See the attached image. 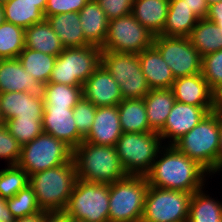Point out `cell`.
<instances>
[{"label":"cell","mask_w":222,"mask_h":222,"mask_svg":"<svg viewBox=\"0 0 222 222\" xmlns=\"http://www.w3.org/2000/svg\"><path fill=\"white\" fill-rule=\"evenodd\" d=\"M46 20L65 48L91 45L84 37L78 12L55 14Z\"/></svg>","instance_id":"25"},{"label":"cell","mask_w":222,"mask_h":222,"mask_svg":"<svg viewBox=\"0 0 222 222\" xmlns=\"http://www.w3.org/2000/svg\"><path fill=\"white\" fill-rule=\"evenodd\" d=\"M120 125L125 133H147L150 129L144 99H123L118 104Z\"/></svg>","instance_id":"28"},{"label":"cell","mask_w":222,"mask_h":222,"mask_svg":"<svg viewBox=\"0 0 222 222\" xmlns=\"http://www.w3.org/2000/svg\"><path fill=\"white\" fill-rule=\"evenodd\" d=\"M25 47L51 56H58L65 49L46 19L25 29Z\"/></svg>","instance_id":"27"},{"label":"cell","mask_w":222,"mask_h":222,"mask_svg":"<svg viewBox=\"0 0 222 222\" xmlns=\"http://www.w3.org/2000/svg\"><path fill=\"white\" fill-rule=\"evenodd\" d=\"M42 124L45 133L63 141L72 150L84 141L77 130L72 107L44 106Z\"/></svg>","instance_id":"16"},{"label":"cell","mask_w":222,"mask_h":222,"mask_svg":"<svg viewBox=\"0 0 222 222\" xmlns=\"http://www.w3.org/2000/svg\"><path fill=\"white\" fill-rule=\"evenodd\" d=\"M192 193L148 186L141 222H187Z\"/></svg>","instance_id":"11"},{"label":"cell","mask_w":222,"mask_h":222,"mask_svg":"<svg viewBox=\"0 0 222 222\" xmlns=\"http://www.w3.org/2000/svg\"><path fill=\"white\" fill-rule=\"evenodd\" d=\"M206 188L192 194L187 222H222V201L212 198Z\"/></svg>","instance_id":"29"},{"label":"cell","mask_w":222,"mask_h":222,"mask_svg":"<svg viewBox=\"0 0 222 222\" xmlns=\"http://www.w3.org/2000/svg\"><path fill=\"white\" fill-rule=\"evenodd\" d=\"M63 213L85 222H109V184L77 179Z\"/></svg>","instance_id":"8"},{"label":"cell","mask_w":222,"mask_h":222,"mask_svg":"<svg viewBox=\"0 0 222 222\" xmlns=\"http://www.w3.org/2000/svg\"><path fill=\"white\" fill-rule=\"evenodd\" d=\"M43 85L25 72L18 58L0 59V93L13 91L42 94Z\"/></svg>","instance_id":"20"},{"label":"cell","mask_w":222,"mask_h":222,"mask_svg":"<svg viewBox=\"0 0 222 222\" xmlns=\"http://www.w3.org/2000/svg\"><path fill=\"white\" fill-rule=\"evenodd\" d=\"M154 34L143 27L132 14L109 21L102 50L139 54L153 45Z\"/></svg>","instance_id":"12"},{"label":"cell","mask_w":222,"mask_h":222,"mask_svg":"<svg viewBox=\"0 0 222 222\" xmlns=\"http://www.w3.org/2000/svg\"><path fill=\"white\" fill-rule=\"evenodd\" d=\"M188 38L202 57L222 50V28L207 18L198 20Z\"/></svg>","instance_id":"30"},{"label":"cell","mask_w":222,"mask_h":222,"mask_svg":"<svg viewBox=\"0 0 222 222\" xmlns=\"http://www.w3.org/2000/svg\"><path fill=\"white\" fill-rule=\"evenodd\" d=\"M175 100L181 103L201 106L208 113L222 105L213 93L202 73L176 78L172 85Z\"/></svg>","instance_id":"14"},{"label":"cell","mask_w":222,"mask_h":222,"mask_svg":"<svg viewBox=\"0 0 222 222\" xmlns=\"http://www.w3.org/2000/svg\"><path fill=\"white\" fill-rule=\"evenodd\" d=\"M72 158L76 166L77 179L112 184L127 176L114 146L82 141L73 150Z\"/></svg>","instance_id":"3"},{"label":"cell","mask_w":222,"mask_h":222,"mask_svg":"<svg viewBox=\"0 0 222 222\" xmlns=\"http://www.w3.org/2000/svg\"><path fill=\"white\" fill-rule=\"evenodd\" d=\"M79 19L85 39L91 45L101 47L107 36L109 20L99 4L95 0H89L80 10Z\"/></svg>","instance_id":"22"},{"label":"cell","mask_w":222,"mask_h":222,"mask_svg":"<svg viewBox=\"0 0 222 222\" xmlns=\"http://www.w3.org/2000/svg\"><path fill=\"white\" fill-rule=\"evenodd\" d=\"M77 180L73 158L65 164L29 176L38 206L46 212H63Z\"/></svg>","instance_id":"2"},{"label":"cell","mask_w":222,"mask_h":222,"mask_svg":"<svg viewBox=\"0 0 222 222\" xmlns=\"http://www.w3.org/2000/svg\"><path fill=\"white\" fill-rule=\"evenodd\" d=\"M17 58L25 72L29 73L42 85H46L51 77L57 56H51L25 47Z\"/></svg>","instance_id":"31"},{"label":"cell","mask_w":222,"mask_h":222,"mask_svg":"<svg viewBox=\"0 0 222 222\" xmlns=\"http://www.w3.org/2000/svg\"><path fill=\"white\" fill-rule=\"evenodd\" d=\"M101 64L119 84L123 99H141L151 90L138 54L102 50Z\"/></svg>","instance_id":"9"},{"label":"cell","mask_w":222,"mask_h":222,"mask_svg":"<svg viewBox=\"0 0 222 222\" xmlns=\"http://www.w3.org/2000/svg\"><path fill=\"white\" fill-rule=\"evenodd\" d=\"M73 156V150L63 141L48 133H41L21 147L17 166L24 169L28 175L68 163Z\"/></svg>","instance_id":"10"},{"label":"cell","mask_w":222,"mask_h":222,"mask_svg":"<svg viewBox=\"0 0 222 222\" xmlns=\"http://www.w3.org/2000/svg\"><path fill=\"white\" fill-rule=\"evenodd\" d=\"M66 222H85V221L73 219L69 216H66Z\"/></svg>","instance_id":"51"},{"label":"cell","mask_w":222,"mask_h":222,"mask_svg":"<svg viewBox=\"0 0 222 222\" xmlns=\"http://www.w3.org/2000/svg\"><path fill=\"white\" fill-rule=\"evenodd\" d=\"M199 18L186 5L185 0H169L166 23L160 35L188 37Z\"/></svg>","instance_id":"26"},{"label":"cell","mask_w":222,"mask_h":222,"mask_svg":"<svg viewBox=\"0 0 222 222\" xmlns=\"http://www.w3.org/2000/svg\"><path fill=\"white\" fill-rule=\"evenodd\" d=\"M163 146L162 139L156 132H123L115 148L127 175L145 176Z\"/></svg>","instance_id":"6"},{"label":"cell","mask_w":222,"mask_h":222,"mask_svg":"<svg viewBox=\"0 0 222 222\" xmlns=\"http://www.w3.org/2000/svg\"><path fill=\"white\" fill-rule=\"evenodd\" d=\"M208 112L201 106L175 101L164 127L158 132L164 145H173L192 130Z\"/></svg>","instance_id":"15"},{"label":"cell","mask_w":222,"mask_h":222,"mask_svg":"<svg viewBox=\"0 0 222 222\" xmlns=\"http://www.w3.org/2000/svg\"><path fill=\"white\" fill-rule=\"evenodd\" d=\"M96 106L82 97L73 108V117L79 134L85 138L95 119Z\"/></svg>","instance_id":"39"},{"label":"cell","mask_w":222,"mask_h":222,"mask_svg":"<svg viewBox=\"0 0 222 222\" xmlns=\"http://www.w3.org/2000/svg\"><path fill=\"white\" fill-rule=\"evenodd\" d=\"M202 75L213 93L222 102V50L202 57Z\"/></svg>","instance_id":"37"},{"label":"cell","mask_w":222,"mask_h":222,"mask_svg":"<svg viewBox=\"0 0 222 222\" xmlns=\"http://www.w3.org/2000/svg\"><path fill=\"white\" fill-rule=\"evenodd\" d=\"M5 20L23 29L43 22L44 12L36 4L24 0H8L3 3Z\"/></svg>","instance_id":"32"},{"label":"cell","mask_w":222,"mask_h":222,"mask_svg":"<svg viewBox=\"0 0 222 222\" xmlns=\"http://www.w3.org/2000/svg\"><path fill=\"white\" fill-rule=\"evenodd\" d=\"M101 55L96 45L65 48L57 56L49 83L83 86L101 65Z\"/></svg>","instance_id":"7"},{"label":"cell","mask_w":222,"mask_h":222,"mask_svg":"<svg viewBox=\"0 0 222 222\" xmlns=\"http://www.w3.org/2000/svg\"><path fill=\"white\" fill-rule=\"evenodd\" d=\"M143 99L150 129L158 133L176 101L172 88L151 89Z\"/></svg>","instance_id":"24"},{"label":"cell","mask_w":222,"mask_h":222,"mask_svg":"<svg viewBox=\"0 0 222 222\" xmlns=\"http://www.w3.org/2000/svg\"><path fill=\"white\" fill-rule=\"evenodd\" d=\"M22 145L10 134L4 123L0 124V160L7 166L17 165Z\"/></svg>","instance_id":"40"},{"label":"cell","mask_w":222,"mask_h":222,"mask_svg":"<svg viewBox=\"0 0 222 222\" xmlns=\"http://www.w3.org/2000/svg\"><path fill=\"white\" fill-rule=\"evenodd\" d=\"M168 8L169 0H134L131 14L155 36L163 31Z\"/></svg>","instance_id":"23"},{"label":"cell","mask_w":222,"mask_h":222,"mask_svg":"<svg viewBox=\"0 0 222 222\" xmlns=\"http://www.w3.org/2000/svg\"><path fill=\"white\" fill-rule=\"evenodd\" d=\"M42 222H66V215L63 212H46Z\"/></svg>","instance_id":"47"},{"label":"cell","mask_w":222,"mask_h":222,"mask_svg":"<svg viewBox=\"0 0 222 222\" xmlns=\"http://www.w3.org/2000/svg\"><path fill=\"white\" fill-rule=\"evenodd\" d=\"M110 21L131 14L134 0H95Z\"/></svg>","instance_id":"42"},{"label":"cell","mask_w":222,"mask_h":222,"mask_svg":"<svg viewBox=\"0 0 222 222\" xmlns=\"http://www.w3.org/2000/svg\"><path fill=\"white\" fill-rule=\"evenodd\" d=\"M0 222H15V218L8 210L6 199L0 197Z\"/></svg>","instance_id":"46"},{"label":"cell","mask_w":222,"mask_h":222,"mask_svg":"<svg viewBox=\"0 0 222 222\" xmlns=\"http://www.w3.org/2000/svg\"><path fill=\"white\" fill-rule=\"evenodd\" d=\"M44 106L72 107L83 97L82 86L47 83L43 85Z\"/></svg>","instance_id":"33"},{"label":"cell","mask_w":222,"mask_h":222,"mask_svg":"<svg viewBox=\"0 0 222 222\" xmlns=\"http://www.w3.org/2000/svg\"><path fill=\"white\" fill-rule=\"evenodd\" d=\"M222 172V105L219 107V149L216 159V174Z\"/></svg>","instance_id":"45"},{"label":"cell","mask_w":222,"mask_h":222,"mask_svg":"<svg viewBox=\"0 0 222 222\" xmlns=\"http://www.w3.org/2000/svg\"><path fill=\"white\" fill-rule=\"evenodd\" d=\"M5 21L4 7L3 4L0 3V25L3 24Z\"/></svg>","instance_id":"50"},{"label":"cell","mask_w":222,"mask_h":222,"mask_svg":"<svg viewBox=\"0 0 222 222\" xmlns=\"http://www.w3.org/2000/svg\"><path fill=\"white\" fill-rule=\"evenodd\" d=\"M138 57L150 89L172 88L175 77L154 45L143 50Z\"/></svg>","instance_id":"21"},{"label":"cell","mask_w":222,"mask_h":222,"mask_svg":"<svg viewBox=\"0 0 222 222\" xmlns=\"http://www.w3.org/2000/svg\"><path fill=\"white\" fill-rule=\"evenodd\" d=\"M185 3L199 19L207 17L209 5L206 0H185Z\"/></svg>","instance_id":"43"},{"label":"cell","mask_w":222,"mask_h":222,"mask_svg":"<svg viewBox=\"0 0 222 222\" xmlns=\"http://www.w3.org/2000/svg\"><path fill=\"white\" fill-rule=\"evenodd\" d=\"M29 3H34L36 6L44 12L47 0H24Z\"/></svg>","instance_id":"49"},{"label":"cell","mask_w":222,"mask_h":222,"mask_svg":"<svg viewBox=\"0 0 222 222\" xmlns=\"http://www.w3.org/2000/svg\"><path fill=\"white\" fill-rule=\"evenodd\" d=\"M4 124L21 145L31 142L44 132L42 119L12 118L5 121Z\"/></svg>","instance_id":"36"},{"label":"cell","mask_w":222,"mask_h":222,"mask_svg":"<svg viewBox=\"0 0 222 222\" xmlns=\"http://www.w3.org/2000/svg\"><path fill=\"white\" fill-rule=\"evenodd\" d=\"M89 0H47L44 16L49 17L55 14L68 12H80Z\"/></svg>","instance_id":"41"},{"label":"cell","mask_w":222,"mask_h":222,"mask_svg":"<svg viewBox=\"0 0 222 222\" xmlns=\"http://www.w3.org/2000/svg\"><path fill=\"white\" fill-rule=\"evenodd\" d=\"M46 211H42L30 216L15 219V222H42Z\"/></svg>","instance_id":"48"},{"label":"cell","mask_w":222,"mask_h":222,"mask_svg":"<svg viewBox=\"0 0 222 222\" xmlns=\"http://www.w3.org/2000/svg\"><path fill=\"white\" fill-rule=\"evenodd\" d=\"M6 205L15 219L42 212L36 195L29 185L13 197L6 199Z\"/></svg>","instance_id":"38"},{"label":"cell","mask_w":222,"mask_h":222,"mask_svg":"<svg viewBox=\"0 0 222 222\" xmlns=\"http://www.w3.org/2000/svg\"><path fill=\"white\" fill-rule=\"evenodd\" d=\"M0 113L3 123L12 118L42 119L43 95L19 91L0 93Z\"/></svg>","instance_id":"17"},{"label":"cell","mask_w":222,"mask_h":222,"mask_svg":"<svg viewBox=\"0 0 222 222\" xmlns=\"http://www.w3.org/2000/svg\"><path fill=\"white\" fill-rule=\"evenodd\" d=\"M82 93L96 107L116 106L123 100L119 84L102 64L83 84Z\"/></svg>","instance_id":"18"},{"label":"cell","mask_w":222,"mask_h":222,"mask_svg":"<svg viewBox=\"0 0 222 222\" xmlns=\"http://www.w3.org/2000/svg\"><path fill=\"white\" fill-rule=\"evenodd\" d=\"M8 0H0V3H5V2H7Z\"/></svg>","instance_id":"53"},{"label":"cell","mask_w":222,"mask_h":222,"mask_svg":"<svg viewBox=\"0 0 222 222\" xmlns=\"http://www.w3.org/2000/svg\"><path fill=\"white\" fill-rule=\"evenodd\" d=\"M25 48V29L5 21L0 25V59H15Z\"/></svg>","instance_id":"34"},{"label":"cell","mask_w":222,"mask_h":222,"mask_svg":"<svg viewBox=\"0 0 222 222\" xmlns=\"http://www.w3.org/2000/svg\"><path fill=\"white\" fill-rule=\"evenodd\" d=\"M173 146L190 159L198 162L212 177L216 176V159L219 149V108L209 112Z\"/></svg>","instance_id":"4"},{"label":"cell","mask_w":222,"mask_h":222,"mask_svg":"<svg viewBox=\"0 0 222 222\" xmlns=\"http://www.w3.org/2000/svg\"><path fill=\"white\" fill-rule=\"evenodd\" d=\"M29 185L28 173L15 166L0 169V197L8 199Z\"/></svg>","instance_id":"35"},{"label":"cell","mask_w":222,"mask_h":222,"mask_svg":"<svg viewBox=\"0 0 222 222\" xmlns=\"http://www.w3.org/2000/svg\"><path fill=\"white\" fill-rule=\"evenodd\" d=\"M222 28V1L209 6L208 15L206 17Z\"/></svg>","instance_id":"44"},{"label":"cell","mask_w":222,"mask_h":222,"mask_svg":"<svg viewBox=\"0 0 222 222\" xmlns=\"http://www.w3.org/2000/svg\"><path fill=\"white\" fill-rule=\"evenodd\" d=\"M145 177L149 186L192 194L205 188V185H208L209 177L212 179L204 167L179 152L173 145H164L159 150Z\"/></svg>","instance_id":"1"},{"label":"cell","mask_w":222,"mask_h":222,"mask_svg":"<svg viewBox=\"0 0 222 222\" xmlns=\"http://www.w3.org/2000/svg\"><path fill=\"white\" fill-rule=\"evenodd\" d=\"M122 133L118 105L101 106L96 108L95 119L84 141L115 147Z\"/></svg>","instance_id":"19"},{"label":"cell","mask_w":222,"mask_h":222,"mask_svg":"<svg viewBox=\"0 0 222 222\" xmlns=\"http://www.w3.org/2000/svg\"><path fill=\"white\" fill-rule=\"evenodd\" d=\"M222 0H206L207 4L210 6L214 3L221 2Z\"/></svg>","instance_id":"52"},{"label":"cell","mask_w":222,"mask_h":222,"mask_svg":"<svg viewBox=\"0 0 222 222\" xmlns=\"http://www.w3.org/2000/svg\"><path fill=\"white\" fill-rule=\"evenodd\" d=\"M148 186L141 175H127L109 184V222H141Z\"/></svg>","instance_id":"5"},{"label":"cell","mask_w":222,"mask_h":222,"mask_svg":"<svg viewBox=\"0 0 222 222\" xmlns=\"http://www.w3.org/2000/svg\"><path fill=\"white\" fill-rule=\"evenodd\" d=\"M2 123H3V120L1 118V113H0V124H2Z\"/></svg>","instance_id":"54"},{"label":"cell","mask_w":222,"mask_h":222,"mask_svg":"<svg viewBox=\"0 0 222 222\" xmlns=\"http://www.w3.org/2000/svg\"><path fill=\"white\" fill-rule=\"evenodd\" d=\"M153 45L170 67L175 79L202 72V56L188 37L155 35Z\"/></svg>","instance_id":"13"}]
</instances>
